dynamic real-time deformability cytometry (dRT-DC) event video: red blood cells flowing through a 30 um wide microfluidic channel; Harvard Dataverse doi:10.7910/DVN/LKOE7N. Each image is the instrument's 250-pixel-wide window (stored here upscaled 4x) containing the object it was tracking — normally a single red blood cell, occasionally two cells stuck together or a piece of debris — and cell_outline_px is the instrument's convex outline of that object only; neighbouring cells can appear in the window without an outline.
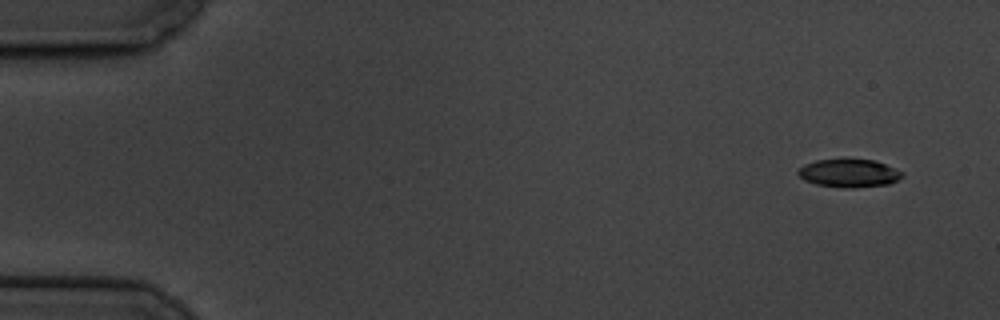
{"species": "common noctule bat (a hibernating species)", "species_latin": "Nyctalus noctula", "temperature_condition": "cold", "stored_images_in_passage": 5, "camera_frame_rate_fps": 3000, "um_per_image_px": 0.085, "animal": {"sex": "male", "body_mass_g": 19.5, "forearm_length_mm": 54.6}, "frame": {"image": 1, "passage_image": 1, "time_ms": 0.0, "image_size_px": [1000, 320], "cell_outline_px": [[904, 176], [888, 184], [816, 184], [804, 180], [796, 172], [804, 164], [816, 160], [848, 156], [872, 160], [884, 164], [904, 172]], "centroid_in_image_um": [72.13, 14.6], "position_along_channel_um": 12.9, "area_um2": 16.47}}